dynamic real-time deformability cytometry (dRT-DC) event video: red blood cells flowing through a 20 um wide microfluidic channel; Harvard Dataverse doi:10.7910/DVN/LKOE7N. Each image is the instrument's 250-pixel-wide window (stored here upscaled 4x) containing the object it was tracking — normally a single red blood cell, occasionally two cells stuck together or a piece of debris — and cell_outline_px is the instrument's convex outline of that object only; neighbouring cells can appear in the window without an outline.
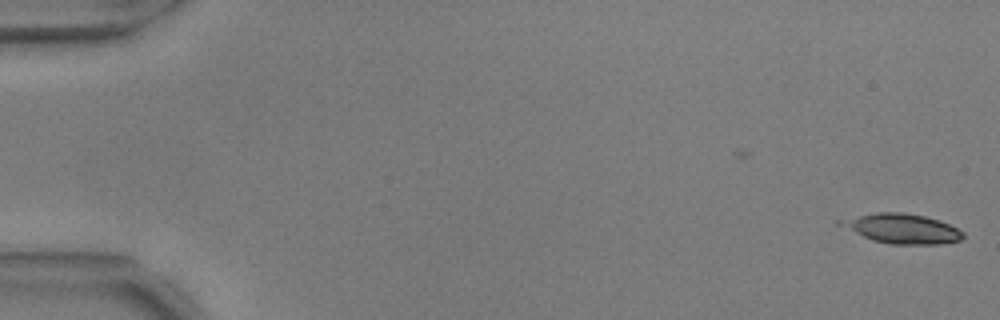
{"species": "common noctule bat (a hibernating species)", "species_latin": "Nyctalus noctula", "temperature_condition": "warm", "stored_images_in_passage": 3, "camera_frame_rate_fps": 3000, "um_per_image_px": 0.085, "animal": {"sex": "male", "body_mass_g": 17.9, "forearm_length_mm": 54.2}, "frame": {"image": 1, "passage_image": 3, "time_ms": 0.667, "image_size_px": [1000, 320], "cell_outline_px": [[964, 236], [960, 240], [940, 244], [888, 244], [872, 240], [836, 224], [836, 220], [876, 212], [904, 212], [924, 216], [940, 220], [964, 232]], "centroid_in_image_um": [76.64, 19.42], "position_along_channel_um": 8.4, "area_um2": 21.21}}